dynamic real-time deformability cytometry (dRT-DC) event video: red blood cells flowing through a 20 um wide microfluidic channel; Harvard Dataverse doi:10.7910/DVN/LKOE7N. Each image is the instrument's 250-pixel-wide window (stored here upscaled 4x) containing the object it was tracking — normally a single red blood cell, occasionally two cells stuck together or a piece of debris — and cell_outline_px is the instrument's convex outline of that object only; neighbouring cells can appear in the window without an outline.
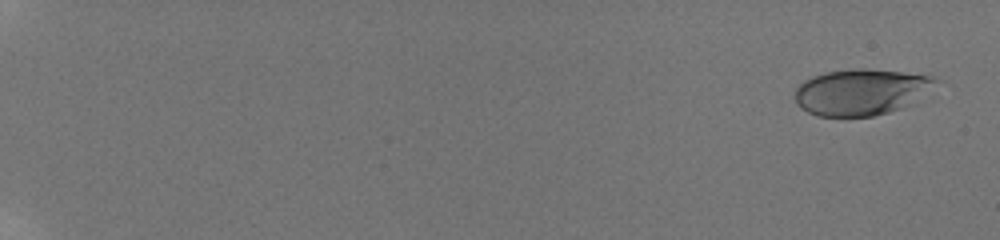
{"species": "human", "species_latin": "Homo sapiens", "temperature_condition": "room temperature", "stored_images_in_passage": 59, "camera_frame_rate_fps": 3000, "um_per_image_px": 0.085, "donor": {"sex": "male"}, "frame": {"image": 1, "passage_image": 3, "time_ms": 0.667, "image_size_px": [1000, 240], "cell_outline_px": [[936, 80], [912, 104], [888, 112], [872, 116], [816, 116], [800, 108], [796, 104], [796, 88], [804, 80], [812, 76], [824, 72], [860, 68], [864, 68], [900, 72], [932, 76]], "centroid_in_image_um": [73.1, 7.82], "position_along_channel_um": 11.9, "area_um2": 37.28}}
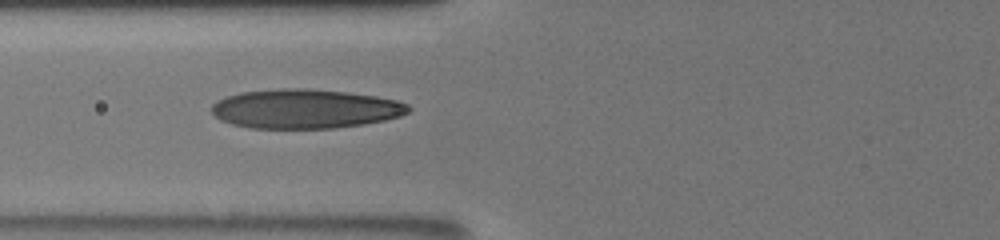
{"frame": {"image": 2, "passage_image": 28, "time_ms": 9.0, "image_size_px": [1000, 240], "cell_outline_px": [[412, 108], [408, 112], [400, 116], [384, 120], [364, 124], [336, 128], [248, 128], [232, 124], [220, 120], [212, 112], [212, 104], [228, 96], [240, 92], [284, 88], [296, 88], [344, 92], [376, 96], [396, 100], [408, 104]], "centroid_in_image_um": [25.94, 9.26], "position_along_channel_um": 99.9, "area_um2": 44.8}}
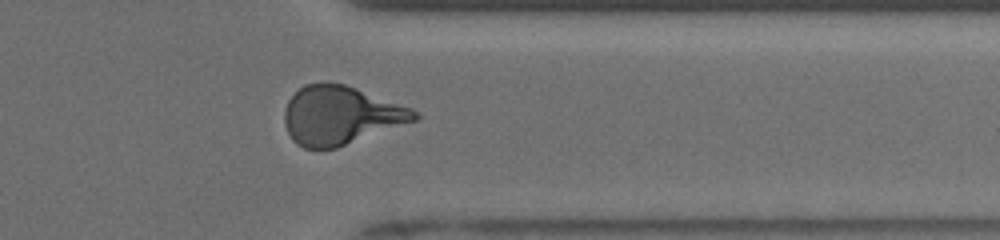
{"frame": {"image": 3, "passage_image": 50, "time_ms": 16.333, "image_size_px": [1000, 240], "cell_outline_px": [[420, 116], [416, 120], [336, 148], [304, 148], [296, 144], [292, 140], [284, 124], [284, 108], [288, 100], [304, 84], [324, 80], [328, 80], [344, 84], [356, 88], [412, 108]], "centroid_in_image_um": [28.9, 9.78], "position_along_channel_um": 382.5, "area_um2": 44.39}, "authors_computed_cell_mechanics": {"area_um2": 42.7142, "velocity_mm_per_s": 3.8525, "shape_relaxation_time_tau1_ms": 6.0682, "shape_relaxation_time_tau2_ms": 0.7723, "deformation_change_tau1": 0.2309, "deformation_change_tau2": 0.069}}